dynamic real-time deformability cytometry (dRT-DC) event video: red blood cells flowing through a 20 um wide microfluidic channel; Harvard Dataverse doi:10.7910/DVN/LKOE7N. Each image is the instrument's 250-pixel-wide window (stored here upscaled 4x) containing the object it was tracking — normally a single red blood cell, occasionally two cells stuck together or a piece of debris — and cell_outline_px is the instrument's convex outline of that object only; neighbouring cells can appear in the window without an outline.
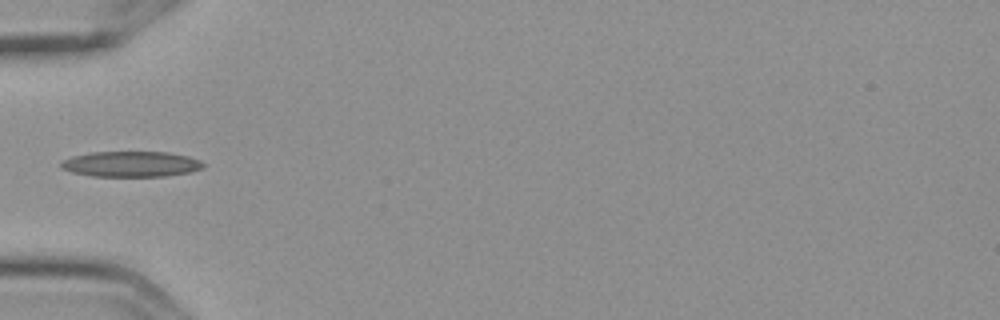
{"species": "Egyptian fruit bat (a non-hibernating species)", "species_latin": "Rousettus aegyptiacus", "temperature_condition": "cold", "stored_images_in_passage": 5, "camera_frame_rate_fps": 3000, "um_per_image_px": 0.085, "frame": {"image": 1, "passage_image": 5, "time_ms": 1.333, "image_size_px": [1000, 320], "cell_outline_px": [[204, 164], [200, 168], [188, 172], [164, 176], [92, 176], [72, 172], [60, 168], [60, 164], [64, 160], [72, 156], [88, 152], [168, 152], [188, 156], [200, 160]], "centroid_in_image_um": [11.09, 13.94], "position_along_channel_um": 73.9, "area_um2": 21.04}}